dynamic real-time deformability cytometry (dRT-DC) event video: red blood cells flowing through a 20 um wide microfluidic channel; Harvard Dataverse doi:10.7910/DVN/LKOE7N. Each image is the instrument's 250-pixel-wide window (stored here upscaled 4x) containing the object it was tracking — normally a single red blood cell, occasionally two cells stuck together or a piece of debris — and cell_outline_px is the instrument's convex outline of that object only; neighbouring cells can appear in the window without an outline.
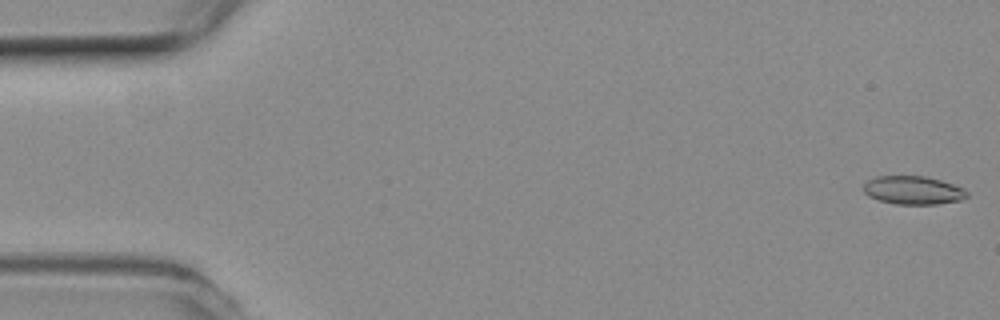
{"species": "common noctule bat (a hibernating species)", "species_latin": "Nyctalus noctula", "temperature_condition": "room temperature", "stored_images_in_passage": 9, "camera_frame_rate_fps": 3000, "um_per_image_px": 0.085, "animal": {"sex": "female", "body_mass_g": 19.3, "forearm_length_mm": 54.1}, "frame": {"image": 1, "passage_image": 1, "time_ms": 0.0, "image_size_px": [1000, 320], "cell_outline_px": [[968, 196], [960, 200], [936, 204], [896, 204], [880, 200], [868, 196], [864, 192], [864, 184], [868, 180], [876, 176], [924, 176], [940, 180], [964, 188], [968, 192]], "centroid_in_image_um": [77.62, 16.17], "position_along_channel_um": 7.4, "area_um2": 16.99}}